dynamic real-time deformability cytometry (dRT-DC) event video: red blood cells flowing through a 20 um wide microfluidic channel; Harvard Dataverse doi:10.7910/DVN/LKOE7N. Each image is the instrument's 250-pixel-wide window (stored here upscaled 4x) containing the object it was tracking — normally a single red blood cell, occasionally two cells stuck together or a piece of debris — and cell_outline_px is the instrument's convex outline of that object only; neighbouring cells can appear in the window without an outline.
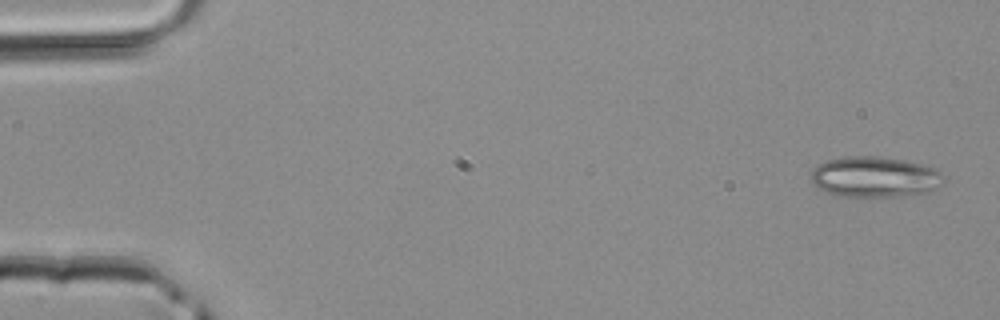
{"species": "common noctule bat (a hibernating species)", "species_latin": "Nyctalus noctula", "temperature_condition": "room temperature", "stored_images_in_passage": 4, "camera_frame_rate_fps": 3000, "um_per_image_px": 0.085, "animal": {"sex": "male", "body_mass_g": 20.4}, "frame": {"image": 1, "passage_image": 1, "time_ms": 0.0, "image_size_px": [1000, 320], "cell_outline_px": [[944, 184], [928, 192], [904, 196], [840, 196], [816, 188], [808, 180], [812, 168], [828, 160], [844, 156], [876, 156], [904, 160], [924, 164], [936, 168], [940, 172], [944, 180]], "centroid_in_image_um": [74.34, 15.03], "position_along_channel_um": 10.7, "area_um2": 31.85}}